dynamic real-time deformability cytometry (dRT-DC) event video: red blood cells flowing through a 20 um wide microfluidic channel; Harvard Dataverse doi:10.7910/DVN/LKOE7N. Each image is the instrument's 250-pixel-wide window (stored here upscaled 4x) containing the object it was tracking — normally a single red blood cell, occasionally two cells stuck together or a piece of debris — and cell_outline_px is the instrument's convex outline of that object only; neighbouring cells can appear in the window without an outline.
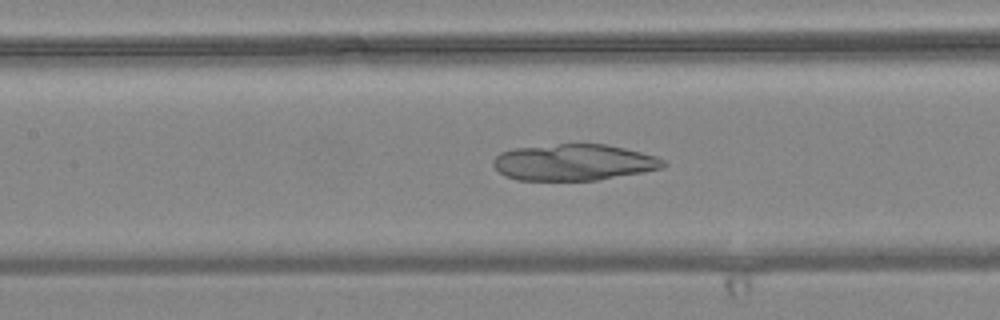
{"species": "common noctule bat (a hibernating species)", "species_latin": "Nyctalus noctula", "temperature_condition": "warm", "stored_images_in_passage": 56, "camera_frame_rate_fps": 3000, "um_per_image_px": 0.085, "animal": {"sex": "female", "body_mass_g": 24.6, "forearm_length_mm": 56.2}, "frame": {"image": 1, "passage_image": 25, "time_ms": 8.0, "image_size_px": [1000, 320], "cell_outline_px": [[668, 164], [660, 168], [644, 172], [596, 180], [516, 180], [504, 176], [492, 164], [492, 160], [500, 152], [516, 148], [560, 144], [608, 144], [656, 156], [664, 160]], "centroid_in_image_um": [48.76, 13.8], "position_along_channel_um": 158.6, "area_um2": 35.95}}
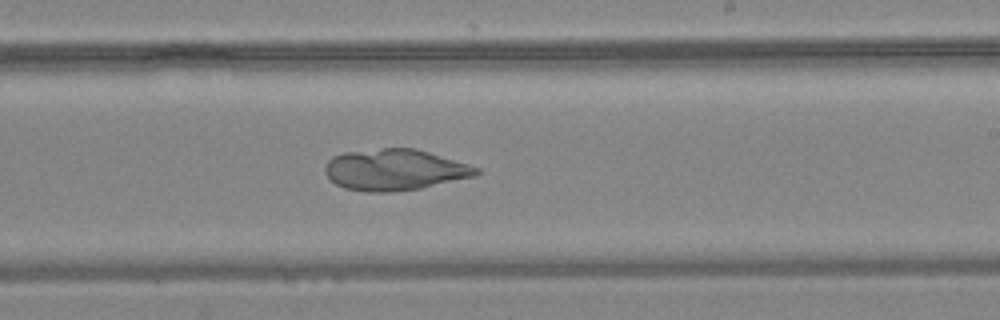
{"frame": {"image": 2, "passage_image": 33, "time_ms": 10.667, "image_size_px": [1000, 320], "cell_outline_px": [[480, 172], [476, 176], [420, 188], [392, 192], [368, 192], [344, 188], [336, 184], [324, 172], [324, 164], [332, 156], [344, 152], [384, 148], [416, 148], [468, 164], [480, 168]], "centroid_in_image_um": [33.53, 14.43], "position_along_channel_um": 255.5, "area_um2": 36.36}}
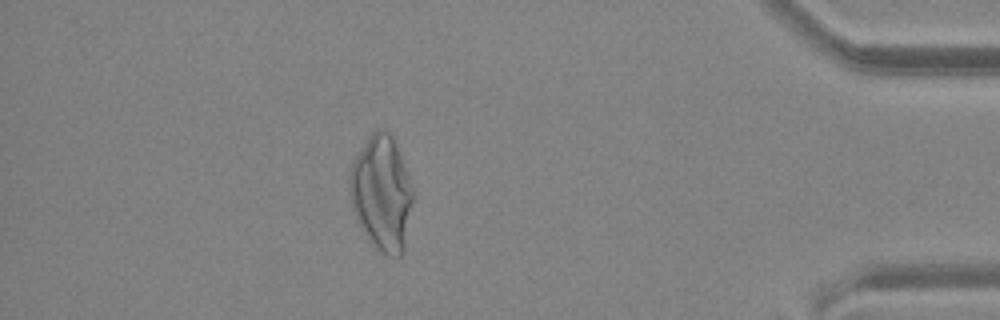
{"frame": {"image": 3, "passage_image": 49, "time_ms": 16.0, "image_size_px": [1000, 320], "cell_outline_px": [[412, 204], [404, 248], [400, 256], [388, 256], [380, 252], [360, 228], [352, 208], [348, 188], [348, 176], [352, 160], [368, 136], [376, 128], [384, 128], [392, 136], [400, 152], [412, 188]], "centroid_in_image_um": [32.4, 16.37], "position_along_channel_um": 402.8, "area_um2": 42.54}}